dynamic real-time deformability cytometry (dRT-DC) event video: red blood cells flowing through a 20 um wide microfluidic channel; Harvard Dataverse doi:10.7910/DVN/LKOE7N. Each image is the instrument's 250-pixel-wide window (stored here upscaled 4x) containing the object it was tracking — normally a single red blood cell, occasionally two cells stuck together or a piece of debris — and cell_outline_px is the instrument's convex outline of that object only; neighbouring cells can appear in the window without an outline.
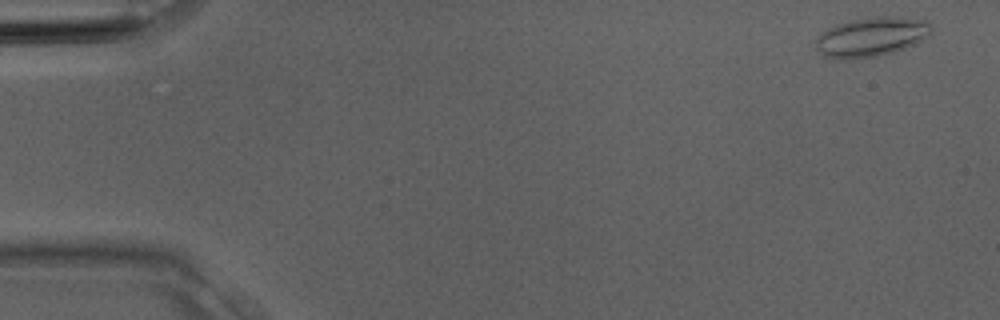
{"species": "Egyptian fruit bat (a non-hibernating species)", "species_latin": "Rousettus aegyptiacus", "temperature_condition": "room temperature", "stored_images_in_passage": 4, "camera_frame_rate_fps": 3000, "um_per_image_px": 0.085, "animal": {"sex": "male"}, "frame": {"image": 1, "passage_image": 1, "time_ms": 0.0, "image_size_px": [1000, 320], "cell_outline_px": [[932, 32], [928, 36], [916, 44], [892, 52], [876, 56], [852, 60], [836, 60], [824, 56], [816, 48], [816, 40], [828, 28], [836, 24], [852, 20], [884, 16], [892, 16], [928, 20], [932, 28]], "centroid_in_image_um": [74.08, 3.15], "position_along_channel_um": 10.9, "area_um2": 26.59}}